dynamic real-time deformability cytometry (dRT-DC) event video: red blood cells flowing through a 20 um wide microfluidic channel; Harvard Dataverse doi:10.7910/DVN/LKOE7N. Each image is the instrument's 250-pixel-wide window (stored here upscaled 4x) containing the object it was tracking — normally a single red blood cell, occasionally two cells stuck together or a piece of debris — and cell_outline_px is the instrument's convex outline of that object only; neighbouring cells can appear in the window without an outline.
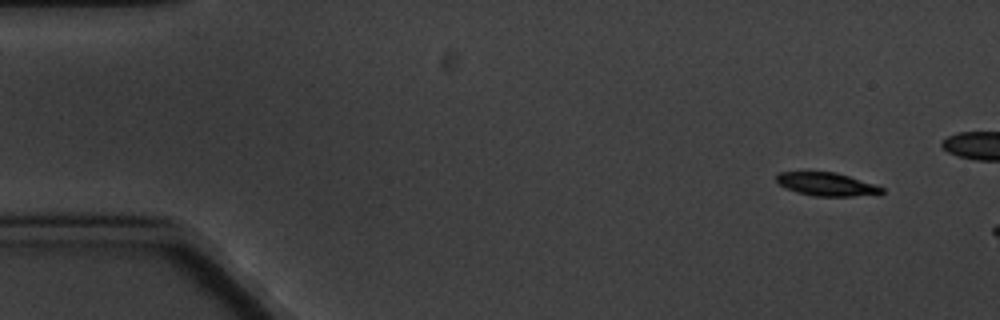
{"species": "common noctule bat (a hibernating species)", "species_latin": "Nyctalus noctula", "temperature_condition": "cold", "stored_images_in_passage": 3, "camera_frame_rate_fps": 3000, "um_per_image_px": 0.085, "animal": {"sex": "male", "body_mass_g": 20.1, "forearm_length_mm": 53.5}, "frame": {"image": 1, "passage_image": 1, "time_ms": 0.0, "image_size_px": [1000, 320], "cell_outline_px": [[884, 192], [880, 196], [812, 196], [796, 192], [780, 184], [776, 180], [776, 176], [780, 172], [836, 172], [876, 184], [884, 188]], "centroid_in_image_um": [70.38, 15.68], "position_along_channel_um": 14.6, "area_um2": 14.51}}